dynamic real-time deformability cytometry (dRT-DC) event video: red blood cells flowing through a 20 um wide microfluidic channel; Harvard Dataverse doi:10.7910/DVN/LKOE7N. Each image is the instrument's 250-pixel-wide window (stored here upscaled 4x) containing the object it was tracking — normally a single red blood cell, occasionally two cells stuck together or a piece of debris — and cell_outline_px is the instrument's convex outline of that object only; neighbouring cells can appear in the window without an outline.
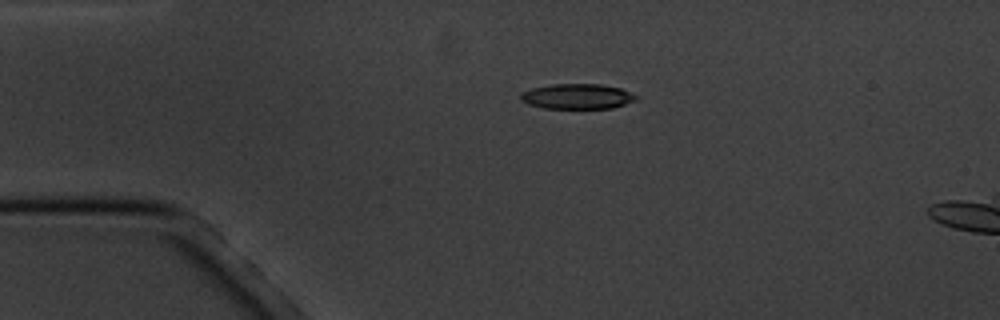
{"species": "common noctule bat (a hibernating species)", "species_latin": "Nyctalus noctula", "temperature_condition": "cold", "stored_images_in_passage": 3, "camera_frame_rate_fps": 3000, "um_per_image_px": 0.085, "animal": {"sex": "male", "body_mass_g": 20.1, "forearm_length_mm": 53.5}, "frame": {"image": 1, "passage_image": 2, "time_ms": 1.333, "image_size_px": [1000, 320], "cell_outline_px": [[640, 96], [636, 100], [612, 108], [544, 108], [528, 104], [520, 100], [520, 92], [532, 88], [552, 84], [600, 84], [620, 88]], "centroid_in_image_um": [49.06, 8.19], "position_along_channel_um": 35.9, "area_um2": 16.99}}